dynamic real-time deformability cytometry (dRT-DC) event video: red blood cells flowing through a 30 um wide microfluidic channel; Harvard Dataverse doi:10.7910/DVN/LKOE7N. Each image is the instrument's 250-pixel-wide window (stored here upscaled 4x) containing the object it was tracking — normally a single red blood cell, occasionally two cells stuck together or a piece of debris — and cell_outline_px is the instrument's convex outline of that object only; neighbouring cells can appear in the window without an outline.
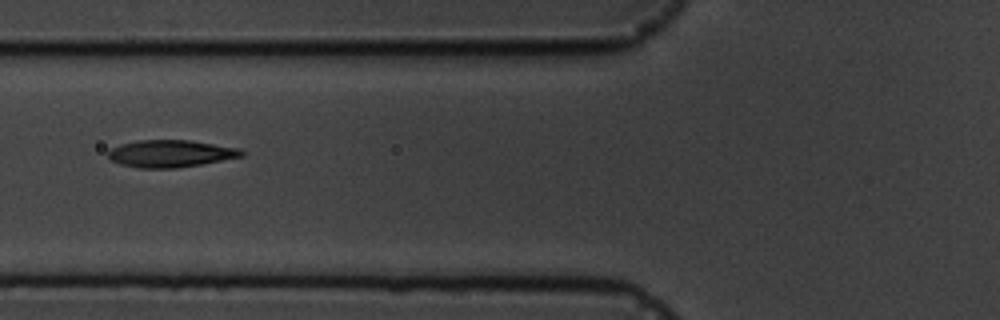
{"species": "common noctule bat (a hibernating species)", "species_latin": "Nyctalus noctula", "temperature_condition": "cold", "stored_images_in_passage": 7, "camera_frame_rate_fps": 3000, "um_per_image_px": 0.085, "animal": {"sex": "male", "body_mass_g": 19.5, "forearm_length_mm": 54.6}, "frame": {"image": 1, "passage_image": 7, "time_ms": 7.0, "image_size_px": [1000, 320], "cell_outline_px": [[244, 156], [200, 164], [176, 168], [140, 168], [120, 164], [112, 160], [108, 156], [108, 152], [112, 148], [120, 144], [140, 140], [188, 140], [240, 148], [244, 152]], "centroid_in_image_um": [14.5, 13.05], "position_along_channel_um": 111.3, "area_um2": 20.98}}